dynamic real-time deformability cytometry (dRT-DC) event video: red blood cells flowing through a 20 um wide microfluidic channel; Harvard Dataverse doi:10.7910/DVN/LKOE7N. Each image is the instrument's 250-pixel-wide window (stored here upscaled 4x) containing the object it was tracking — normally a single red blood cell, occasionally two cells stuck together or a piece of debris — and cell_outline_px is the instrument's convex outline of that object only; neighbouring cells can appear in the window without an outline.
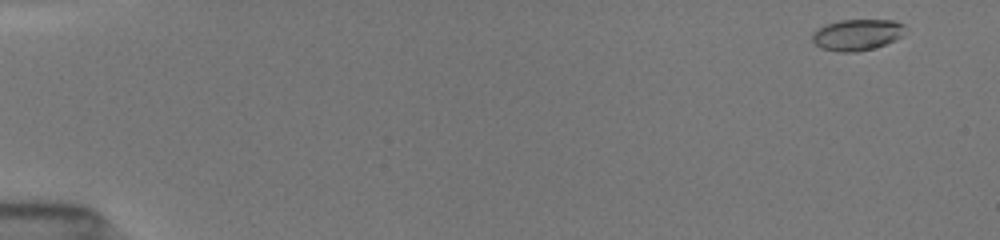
{"species": "common noctule bat (a hibernating species)", "species_latin": "Nyctalus noctula", "temperature_condition": "room temperature", "stored_images_in_passage": 32, "camera_frame_rate_fps": 3000, "um_per_image_px": 0.085, "animal": {"sex": "female", "body_mass_g": 19.5, "forearm_length_mm": 54.1}, "frame": {"image": 1, "passage_image": 1, "time_ms": 0.0, "image_size_px": [1000, 240], "cell_outline_px": [[908, 28], [904, 36], [896, 40], [872, 48], [856, 52], [836, 52], [820, 48], [812, 40], [812, 32], [816, 28], [824, 24], [840, 20], [892, 20], [904, 24]], "centroid_in_image_um": [72.86, 2.95], "position_along_channel_um": 12.1, "area_um2": 17.28}}
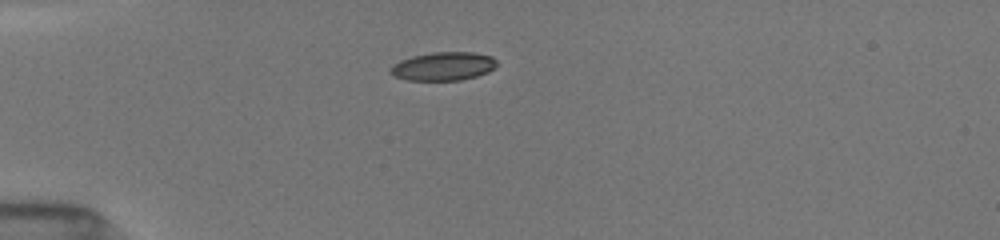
{"frame": {"image": 2, "passage_image": 24, "time_ms": 4.0, "image_size_px": [1000, 240], "cell_outline_px": [[496, 68], [488, 72], [476, 76], [460, 80], [408, 80], [392, 76], [388, 72], [388, 68], [392, 64], [400, 60], [412, 56], [432, 52], [472, 52], [492, 56], [496, 60]], "centroid_in_image_um": [37.64, 5.63], "position_along_channel_um": 47.4, "area_um2": 17.86}}